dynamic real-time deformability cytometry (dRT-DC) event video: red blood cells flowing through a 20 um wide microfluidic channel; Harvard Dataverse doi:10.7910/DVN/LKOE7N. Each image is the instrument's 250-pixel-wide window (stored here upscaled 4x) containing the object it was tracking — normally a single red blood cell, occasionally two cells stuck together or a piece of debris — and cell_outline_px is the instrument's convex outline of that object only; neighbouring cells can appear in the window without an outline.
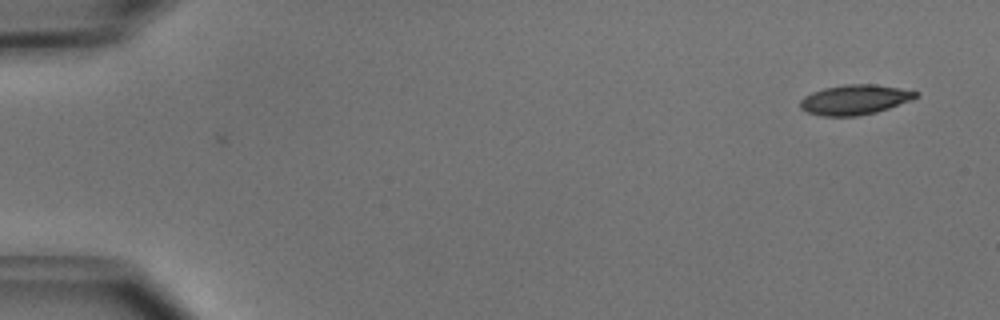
{"species": "common noctule bat (a hibernating species)", "species_latin": "Nyctalus noctula", "temperature_condition": "cold", "stored_images_in_passage": 2, "camera_frame_rate_fps": 3000, "um_per_image_px": 0.085, "animal": {"sex": "male", "body_mass_g": 15.6}, "frame": {"image": 1, "passage_image": 1, "time_ms": 0.0, "image_size_px": [1000, 320], "cell_outline_px": [[916, 96], [912, 100], [876, 112], [856, 116], [820, 116], [808, 112], [800, 108], [800, 100], [804, 96], [812, 92], [824, 88], [848, 84], [872, 84], [896, 88], [916, 92]], "centroid_in_image_um": [72.59, 8.48], "position_along_channel_um": 12.4, "area_um2": 19.83}}